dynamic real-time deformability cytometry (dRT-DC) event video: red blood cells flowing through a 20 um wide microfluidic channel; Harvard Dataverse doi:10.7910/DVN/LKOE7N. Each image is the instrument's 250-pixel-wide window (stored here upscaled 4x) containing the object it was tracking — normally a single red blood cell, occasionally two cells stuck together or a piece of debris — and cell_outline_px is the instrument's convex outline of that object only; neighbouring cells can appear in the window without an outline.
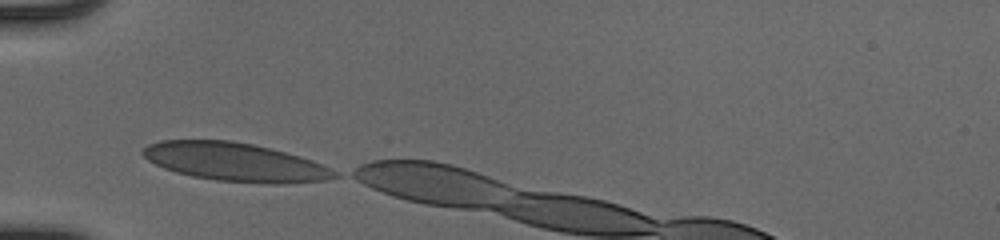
{"species": "human", "species_latin": "Homo sapiens", "temperature_condition": "cold", "stored_images_in_passage": 7, "camera_frame_rate_fps": 3000, "um_per_image_px": 0.085, "donor": {"sex": "male"}, "frame": {"image": 1, "passage_image": 1, "time_ms": 0.0, "image_size_px": [1000, 240], "cell_outline_px": [[340, 176], [324, 180], [216, 180], [192, 176], [176, 172], [164, 168], [148, 160], [140, 152], [148, 144], [160, 140], [232, 140], [252, 144], [300, 156], [340, 172]], "centroid_in_image_um": [19.84, 13.7], "position_along_channel_um": 65.2, "area_um2": 41.1}}
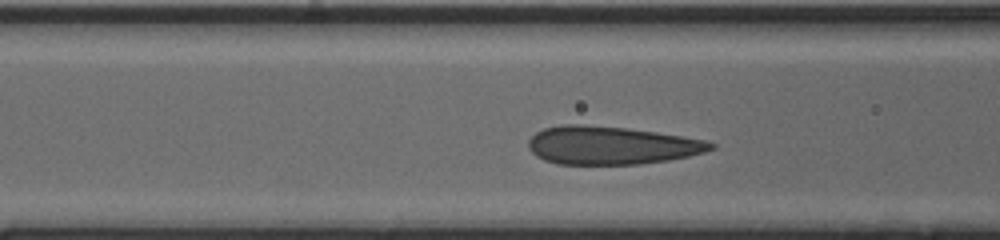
{"frame": {"image": 2, "passage_image": 5, "time_ms": 1.333, "image_size_px": [1000, 240], "cell_outline_px": [[716, 148], [704, 152], [688, 156], [668, 160], [640, 164], [560, 164], [544, 160], [536, 156], [528, 148], [528, 140], [536, 132], [544, 128], [564, 124], [580, 124], [624, 128], [656, 132], [704, 140], [716, 144]], "centroid_in_image_um": [51.93, 12.36], "position_along_channel_um": 114.7, "area_um2": 40.34}}